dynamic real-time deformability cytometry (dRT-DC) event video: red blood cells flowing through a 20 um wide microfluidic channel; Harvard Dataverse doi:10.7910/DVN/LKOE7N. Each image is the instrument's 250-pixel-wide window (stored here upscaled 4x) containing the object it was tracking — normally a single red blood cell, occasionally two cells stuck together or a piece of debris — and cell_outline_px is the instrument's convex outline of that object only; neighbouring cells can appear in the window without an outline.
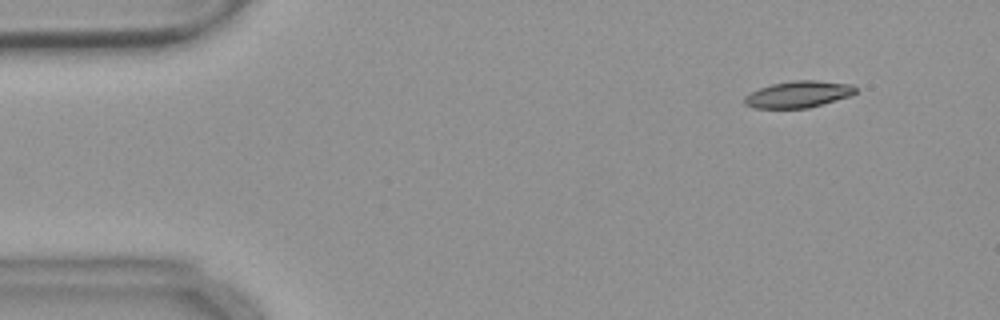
{"species": "common noctule bat (a hibernating species)", "species_latin": "Nyctalus noctula", "temperature_condition": "warm", "stored_images_in_passage": 55, "camera_frame_rate_fps": 3000, "um_per_image_px": 0.085, "animal": {"sex": "female", "body_mass_g": 18.4}, "frame": {"image": 1, "passage_image": 6, "time_ms": 1.667, "image_size_px": [1000, 320], "cell_outline_px": [[856, 92], [852, 96], [808, 108], [752, 108], [744, 104], [744, 96], [760, 88], [772, 84], [792, 80], [816, 80], [852, 84], [856, 88]], "centroid_in_image_um": [67.88, 8.02], "position_along_channel_um": 17.1, "area_um2": 17.34}}
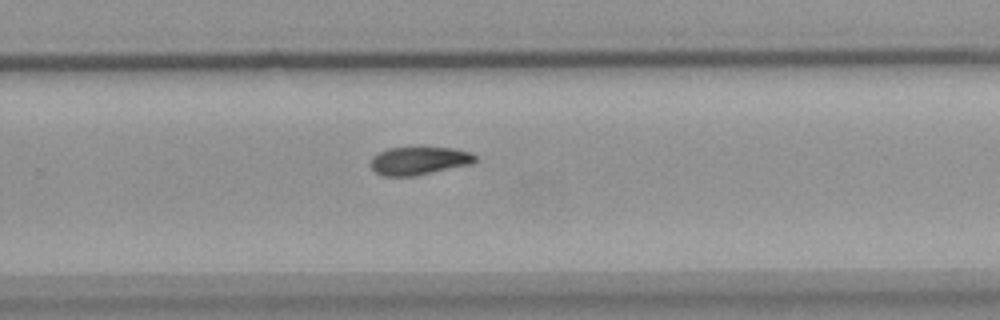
{"frame": {"image": 2, "passage_image": 36, "time_ms": 11.667, "image_size_px": [1000, 320], "cell_outline_px": [[480, 160], [472, 164], [416, 176], [380, 176], [372, 168], [372, 156], [376, 152], [388, 148], [456, 148], [472, 152]], "centroid_in_image_um": [35.67, 13.67], "position_along_channel_um": 294.1, "area_um2": 17.34}}
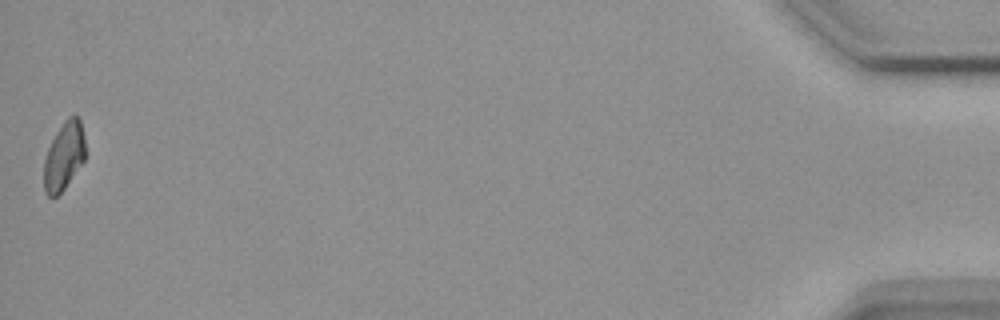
{"frame": {"image": 3, "passage_image": 55, "time_ms": 18.0, "image_size_px": [1000, 320], "cell_outline_px": [[84, 160], [64, 188], [56, 196], [48, 196], [44, 192], [44, 160], [48, 148], [56, 132], [64, 120], [68, 116], [76, 116], [80, 120], [84, 136]], "centroid_in_image_um": [5.42, 13.25], "position_along_channel_um": 429.8, "area_um2": 16.13}, "authors_computed_cell_mechanics": {"area_um2": 17.6868, "velocity_mm_per_s": 3.6894, "shape_relaxation_time_tau1_ms": 7.9182, "shape_relaxation_time_tau2_ms": null, "deformation_change_tau1": 0.1629, "deformation_change_tau2": null}}